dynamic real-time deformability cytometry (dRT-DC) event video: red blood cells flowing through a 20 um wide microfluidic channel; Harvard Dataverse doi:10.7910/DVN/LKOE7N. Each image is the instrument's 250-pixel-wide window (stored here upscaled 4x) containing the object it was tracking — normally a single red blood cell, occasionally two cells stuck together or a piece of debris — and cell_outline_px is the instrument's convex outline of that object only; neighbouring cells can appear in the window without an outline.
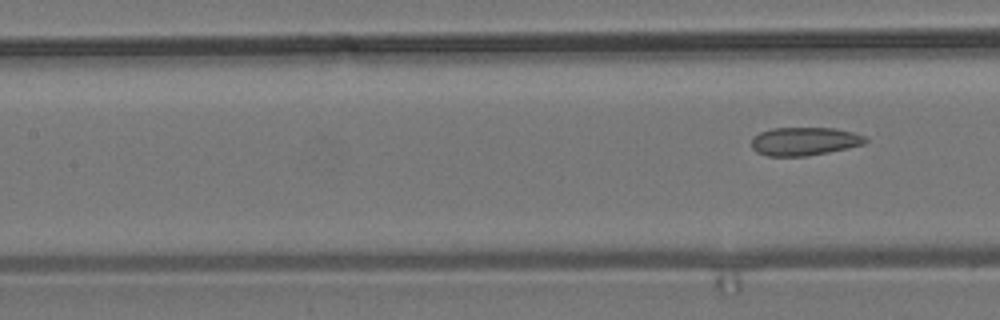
{"species": "common noctule bat (a hibernating species)", "species_latin": "Nyctalus noctula", "temperature_condition": "room temperature", "stored_images_in_passage": 6, "segment_of_instrument_passage": [2, 2], "camera_frame_rate_fps": 3000, "um_per_image_px": 0.085, "animal": {"sex": "male", "body_mass_g": 19.2, "forearm_length_mm": 51.8}, "frame": {"image": 1, "passage_image": 6, "time_ms": 6.667, "image_size_px": [1000, 320], "cell_outline_px": [[868, 140], [864, 144], [848, 148], [808, 156], [768, 156], [756, 152], [752, 148], [752, 140], [760, 132], [772, 128], [836, 128], [852, 132], [864, 136]], "centroid_in_image_um": [68.38, 12.01], "position_along_channel_um": 139.0, "area_um2": 18.73}}